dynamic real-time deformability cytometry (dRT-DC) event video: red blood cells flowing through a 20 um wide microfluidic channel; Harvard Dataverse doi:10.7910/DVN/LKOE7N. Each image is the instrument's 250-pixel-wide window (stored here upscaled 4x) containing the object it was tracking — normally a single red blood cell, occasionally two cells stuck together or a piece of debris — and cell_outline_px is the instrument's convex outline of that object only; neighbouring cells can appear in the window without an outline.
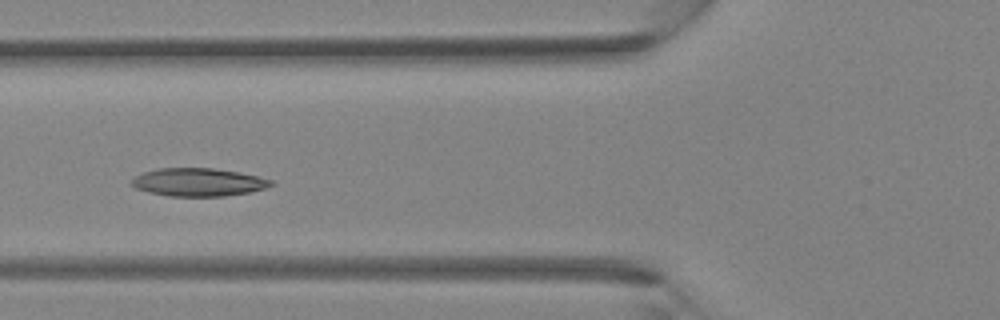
{"species": "Egyptian fruit bat (a non-hibernating species)", "species_latin": "Rousettus aegyptiacus", "temperature_condition": "room temperature", "stored_images_in_passage": 4, "camera_frame_rate_fps": 3000, "um_per_image_px": 0.085, "animal": {"sex": "female"}, "frame": {"image": 1, "passage_image": 4, "time_ms": 1.0, "image_size_px": [1000, 320], "cell_outline_px": [[276, 184], [264, 188], [248, 192], [224, 196], [168, 196], [148, 192], [136, 188], [128, 180], [144, 172], [156, 168], [212, 168], [240, 172], [276, 180]], "centroid_in_image_um": [16.88, 15.48], "position_along_channel_um": 108.9, "area_um2": 22.95}}